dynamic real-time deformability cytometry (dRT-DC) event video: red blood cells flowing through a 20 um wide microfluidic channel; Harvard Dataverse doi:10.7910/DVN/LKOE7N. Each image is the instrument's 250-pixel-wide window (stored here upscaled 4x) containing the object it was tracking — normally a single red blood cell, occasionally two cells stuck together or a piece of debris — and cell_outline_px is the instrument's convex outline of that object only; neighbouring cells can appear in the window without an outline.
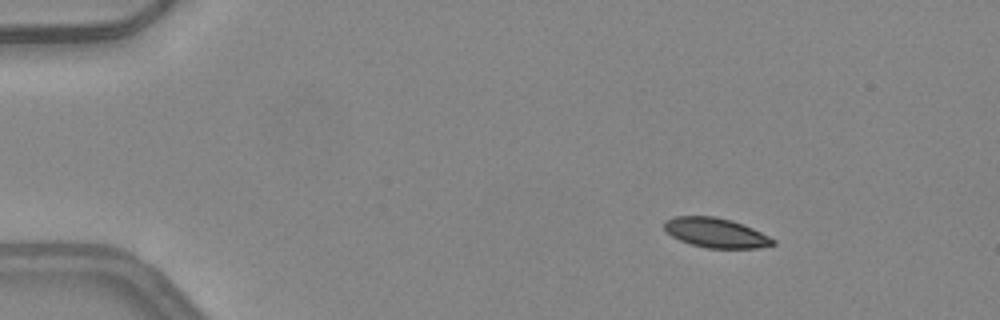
{"species": "common noctule bat (a hibernating species)", "species_latin": "Nyctalus noctula", "temperature_condition": "warm", "stored_images_in_passage": 49, "camera_frame_rate_fps": 3000, "um_per_image_px": 0.085, "animal": {"sex": "female", "body_mass_g": 24.6, "forearm_length_mm": 56.2}, "frame": {"image": 1, "passage_image": 7, "time_ms": 2.0, "image_size_px": [1000, 320], "cell_outline_px": [[776, 244], [756, 248], [708, 248], [692, 244], [680, 240], [672, 236], [664, 228], [664, 220], [676, 216], [712, 216], [732, 220], [752, 228], [776, 240]], "centroid_in_image_um": [60.84, 19.78], "position_along_channel_um": 24.2, "area_um2": 18.61}}
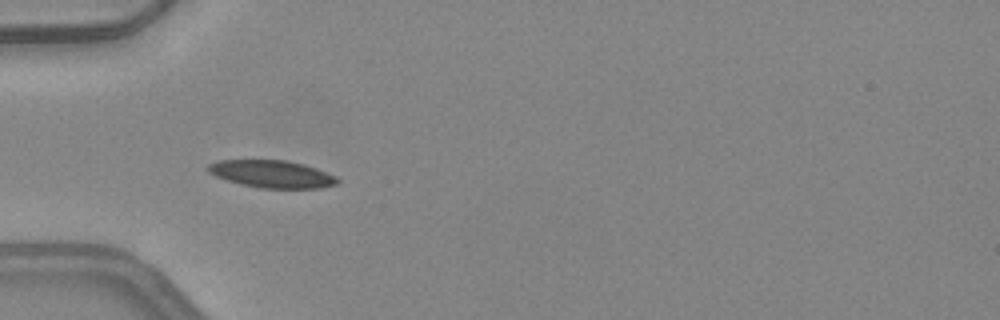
{"frame": {"image": 2, "passage_image": 16, "time_ms": 5.0, "image_size_px": [1000, 320], "cell_outline_px": [[340, 180], [336, 184], [320, 188], [260, 188], [228, 180], [216, 176], [208, 172], [204, 168], [208, 164], [220, 160], [288, 160], [304, 164], [316, 168], [336, 176]], "centroid_in_image_um": [23.11, 14.78], "position_along_channel_um": 61.9, "area_um2": 20.63}}
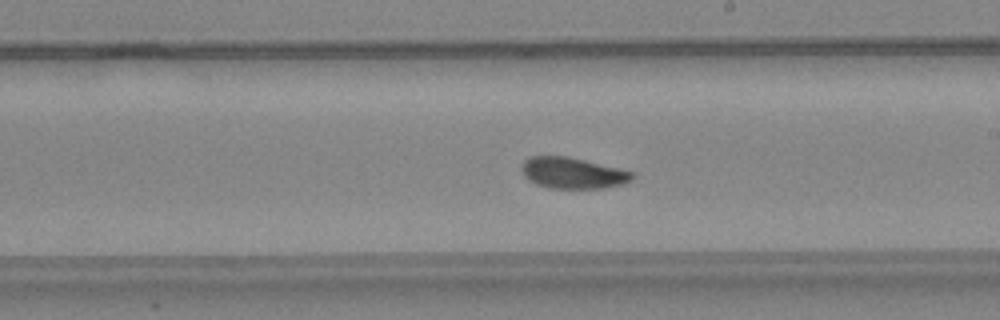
{"frame": {"image": 3, "passage_image": 29, "time_ms": 9.333, "image_size_px": [1000, 320], "cell_outline_px": [[636, 176], [632, 180], [624, 184], [604, 188], [548, 188], [536, 184], [528, 180], [524, 176], [520, 168], [524, 160], [528, 156], [568, 156], [632, 172]], "centroid_in_image_um": [48.64, 14.71], "position_along_channel_um": 240.4, "area_um2": 20.11}, "authors_computed_cell_mechanics": {"area_um2": 19.9988, "velocity_mm_per_s": 4.1864, "shape_relaxation_time_tau1_ms": 3.6041, "shape_relaxation_time_tau2_ms": 1.8928, "deformation_change_tau1": 0.1119, "deformation_change_tau2": 0.0656}}